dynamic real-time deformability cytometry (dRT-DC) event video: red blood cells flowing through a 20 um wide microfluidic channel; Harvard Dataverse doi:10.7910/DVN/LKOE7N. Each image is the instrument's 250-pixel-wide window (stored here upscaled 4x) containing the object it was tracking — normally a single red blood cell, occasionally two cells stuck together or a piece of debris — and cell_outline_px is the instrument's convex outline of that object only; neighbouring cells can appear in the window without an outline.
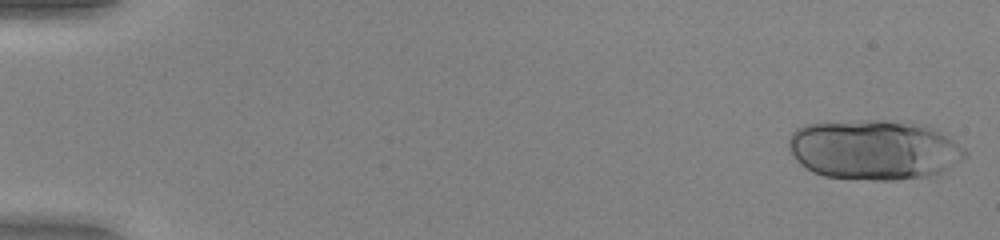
{"species": "human", "species_latin": "Homo sapiens", "temperature_condition": "warm", "stored_images_in_passage": 20, "camera_frame_rate_fps": 3000, "um_per_image_px": 0.085, "donor": {"sex": "female"}, "frame": {"image": 1, "passage_image": 1, "time_ms": 0.0, "image_size_px": [1000, 240], "cell_outline_px": [[968, 156], [940, 172], [928, 176], [896, 180], [872, 180], [824, 176], [812, 172], [800, 164], [792, 156], [788, 148], [788, 140], [792, 132], [796, 128], [804, 124], [864, 120], [888, 120], [928, 124], [964, 148], [968, 152]], "centroid_in_image_um": [74.27, 12.72], "position_along_channel_um": 10.7, "area_um2": 62.02}}
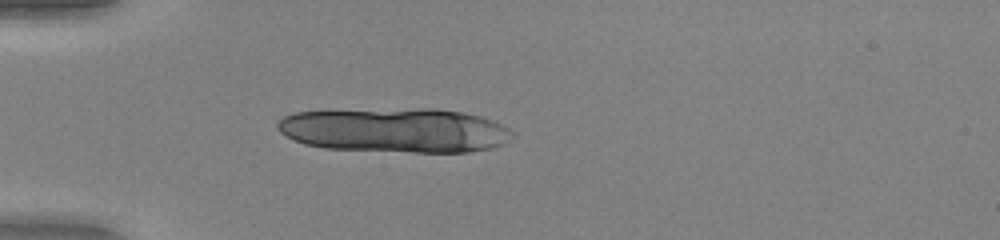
{"frame": {"image": 2, "passage_image": 15, "time_ms": 4.667, "image_size_px": [1000, 240], "cell_outline_px": [[512, 132], [508, 140], [492, 148], [468, 152], [412, 152], [324, 148], [304, 144], [280, 132], [276, 128], [276, 124], [284, 116], [296, 112], [420, 108], [436, 108], [464, 112], [480, 116], [492, 120], [508, 128]], "centroid_in_image_um": [33.59, 11.07], "position_along_channel_um": 51.4, "area_um2": 60.63}}